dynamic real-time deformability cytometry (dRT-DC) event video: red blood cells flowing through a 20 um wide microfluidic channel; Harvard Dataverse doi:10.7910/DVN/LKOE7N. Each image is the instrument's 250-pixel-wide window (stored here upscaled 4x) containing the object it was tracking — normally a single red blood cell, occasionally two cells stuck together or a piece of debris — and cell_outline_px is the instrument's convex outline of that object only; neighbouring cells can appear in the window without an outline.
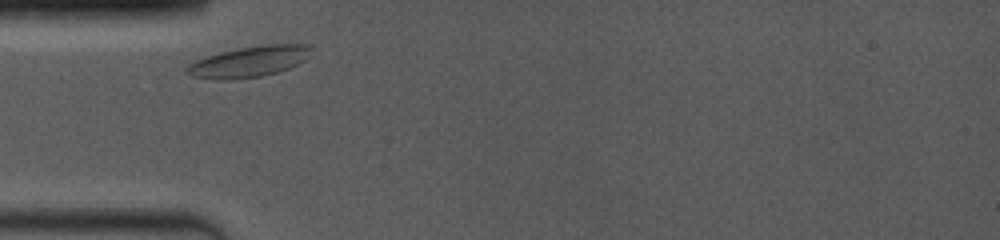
{"species": "common noctule bat (a hibernating species)", "species_latin": "Nyctalus noctula", "temperature_condition": "room temperature", "stored_images_in_passage": 36, "camera_frame_rate_fps": 4000, "um_per_image_px": 0.085, "animal": {"sex": "female", "body_mass_g": 19.0, "forearm_length_mm": 53.3}, "frame": {"image": 1, "passage_image": 1, "time_ms": 0.0, "image_size_px": [1000, 240], "cell_outline_px": [[312, 48], [304, 60], [288, 68], [276, 72], [260, 76], [232, 80], [212, 80], [192, 76], [184, 72], [184, 68], [188, 64], [196, 60], [220, 52], [240, 48], [264, 44], [312, 44]], "centroid_in_image_um": [21.12, 5.24], "position_along_channel_um": 63.9, "area_um2": 22.37}}
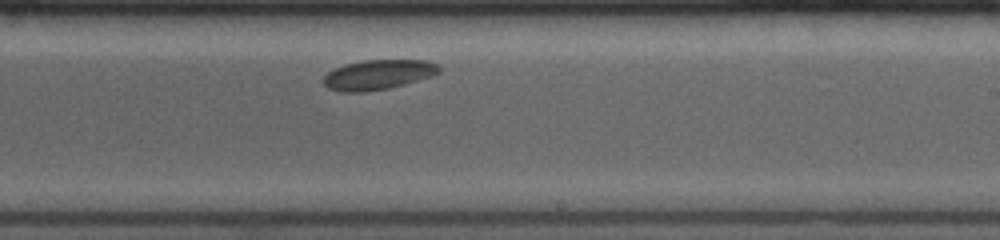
{"frame": {"image": 2, "passage_image": 21, "time_ms": 5.25, "image_size_px": [1000, 240], "cell_outline_px": [[440, 72], [432, 76], [404, 84], [388, 88], [364, 92], [340, 92], [328, 88], [320, 80], [328, 72], [344, 64], [364, 60], [424, 60], [436, 64], [440, 68]], "centroid_in_image_um": [32.1, 6.35], "position_along_channel_um": 256.9, "area_um2": 20.11}}
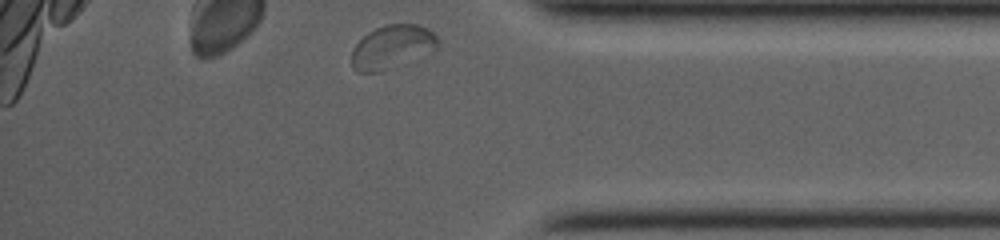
{"frame": {"image": 3, "passage_image": 36, "time_ms": 9.25, "image_size_px": [1000, 240], "cell_outline_px": [[440, 48], [436, 52], [420, 60], [380, 72], [356, 72], [352, 68], [352, 48], [368, 32], [376, 28], [388, 24], [416, 24], [428, 28], [440, 40]], "centroid_in_image_um": [33.43, 4.03], "position_along_channel_um": 401.8, "area_um2": 22.83}, "authors_computed_cell_mechanics": {"area_um2": 20.4034, "velocity_mm_per_s": 3.7218, "shape_relaxation_time_tau1_ms": 3.8022, "shape_relaxation_time_tau2_ms": null, "deformation_change_tau1": 0.0461, "deformation_change_tau2": null}}